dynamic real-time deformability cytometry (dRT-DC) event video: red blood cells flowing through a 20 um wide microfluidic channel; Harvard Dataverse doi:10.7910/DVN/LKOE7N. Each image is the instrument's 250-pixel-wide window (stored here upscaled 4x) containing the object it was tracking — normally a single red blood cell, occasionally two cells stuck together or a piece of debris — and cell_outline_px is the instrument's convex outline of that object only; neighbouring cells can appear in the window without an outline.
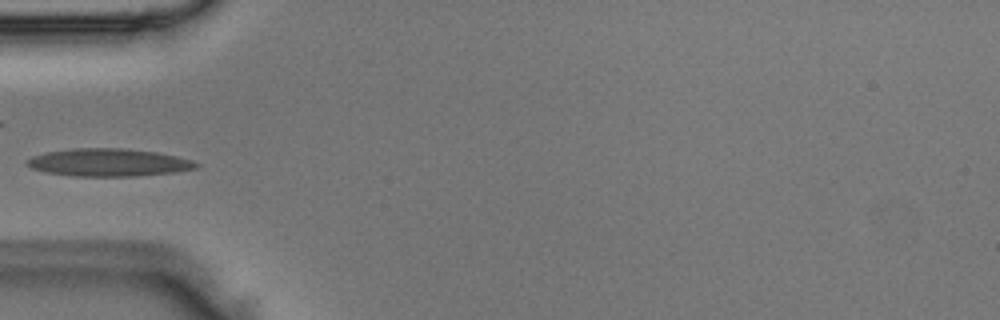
{"species": "Egyptian fruit bat (a non-hibernating species)", "species_latin": "Rousettus aegyptiacus", "temperature_condition": "room temperature", "stored_images_in_passage": 6, "camera_frame_rate_fps": 3000, "um_per_image_px": 0.085, "animal": {"sex": "male"}, "frame": {"image": 1, "passage_image": 5, "time_ms": 1.333, "image_size_px": [1000, 320], "cell_outline_px": [[200, 164], [196, 168], [172, 172], [136, 176], [76, 176], [44, 172], [32, 168], [24, 164], [24, 160], [32, 156], [44, 152], [72, 148], [124, 148], [156, 152], [176, 156], [192, 160]], "centroid_in_image_um": [9.16, 13.8], "position_along_channel_um": 75.8, "area_um2": 27.4}}
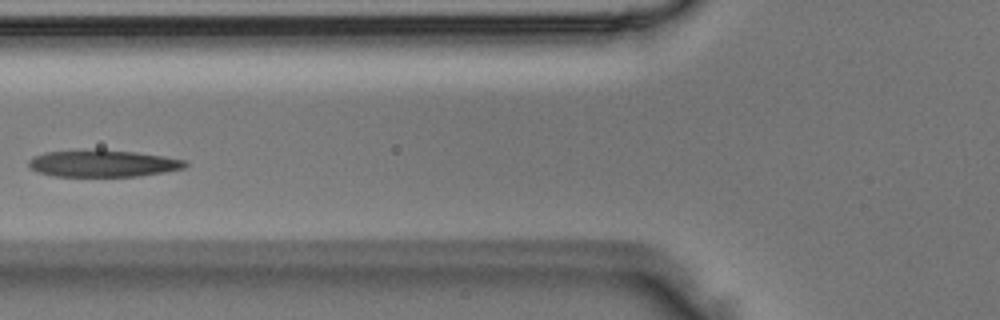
{"frame": {"image": 2, "passage_image": 6, "time_ms": 1.667, "image_size_px": [1000, 320], "cell_outline_px": [[188, 164], [184, 168], [164, 172], [140, 176], [52, 176], [36, 172], [28, 168], [28, 160], [32, 156], [44, 152], [96, 148], [100, 148], [136, 152], [164, 156], [184, 160]], "centroid_in_image_um": [8.67, 13.87], "position_along_channel_um": 117.1, "area_um2": 25.14}}